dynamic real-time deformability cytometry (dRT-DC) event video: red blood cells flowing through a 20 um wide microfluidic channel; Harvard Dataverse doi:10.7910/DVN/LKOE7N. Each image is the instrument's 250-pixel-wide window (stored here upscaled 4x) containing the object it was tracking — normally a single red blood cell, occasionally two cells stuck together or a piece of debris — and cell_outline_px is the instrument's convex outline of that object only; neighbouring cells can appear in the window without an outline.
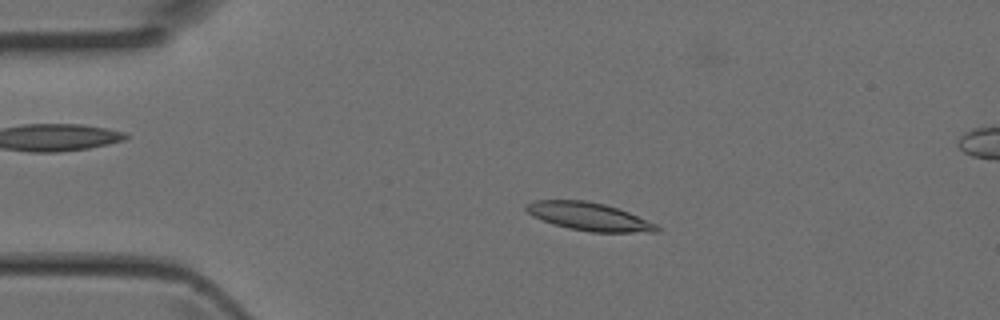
{"species": "Egyptian fruit bat (a non-hibernating species)", "species_latin": "Rousettus aegyptiacus", "temperature_condition": "room temperature", "stored_images_in_passage": 45, "camera_frame_rate_fps": 3000, "um_per_image_px": 0.085, "animal": {"sex": "female"}, "frame": {"image": 1, "passage_image": 9, "time_ms": 2.667, "image_size_px": [1000, 320], "cell_outline_px": [[660, 232], [592, 232], [568, 228], [552, 224], [532, 216], [524, 208], [524, 204], [532, 200], [584, 200], [604, 204], [628, 212], [656, 224], [660, 228]], "centroid_in_image_um": [50.02, 18.4], "position_along_channel_um": 35.0, "area_um2": 21.33}}
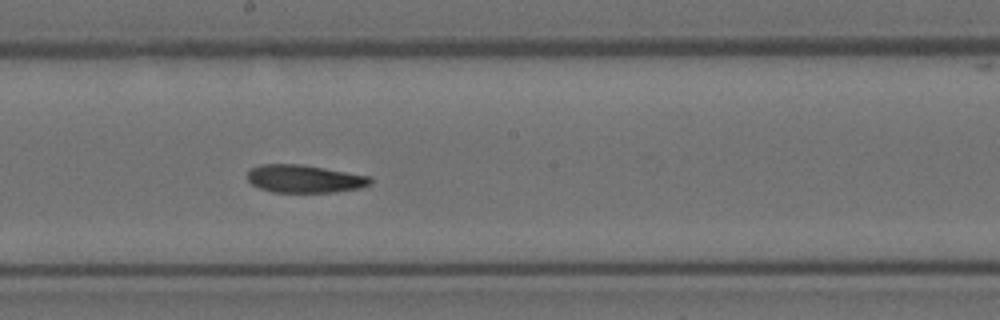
{"frame": {"image": 2, "passage_image": 24, "time_ms": 7.667, "image_size_px": [1000, 320], "cell_outline_px": [[372, 184], [360, 188], [336, 192], [272, 192], [260, 188], [252, 184], [248, 180], [248, 172], [252, 168], [260, 164], [300, 164], [372, 176]], "centroid_in_image_um": [25.92, 15.2], "position_along_channel_um": 222.3, "area_um2": 20.0}}
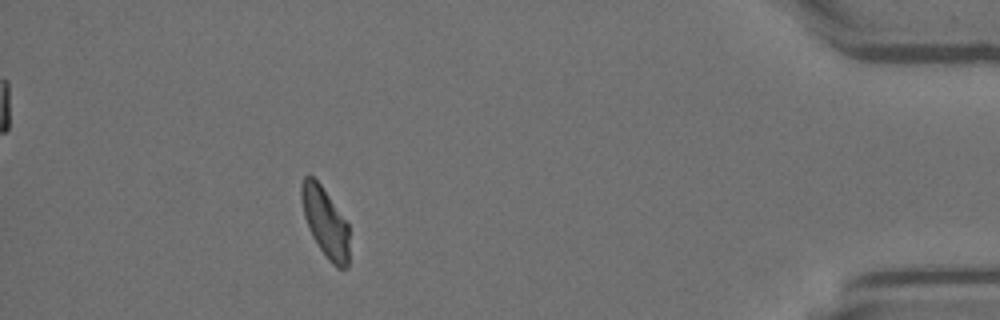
{"frame": {"image": 3, "passage_image": 40, "time_ms": 13.0, "image_size_px": [1000, 320], "cell_outline_px": [[348, 268], [336, 268], [328, 260], [312, 236], [308, 228], [304, 216], [300, 196], [300, 184], [304, 176], [312, 176], [320, 184], [348, 224]], "centroid_in_image_um": [27.62, 18.9], "position_along_channel_um": 407.6, "area_um2": 19.19}}